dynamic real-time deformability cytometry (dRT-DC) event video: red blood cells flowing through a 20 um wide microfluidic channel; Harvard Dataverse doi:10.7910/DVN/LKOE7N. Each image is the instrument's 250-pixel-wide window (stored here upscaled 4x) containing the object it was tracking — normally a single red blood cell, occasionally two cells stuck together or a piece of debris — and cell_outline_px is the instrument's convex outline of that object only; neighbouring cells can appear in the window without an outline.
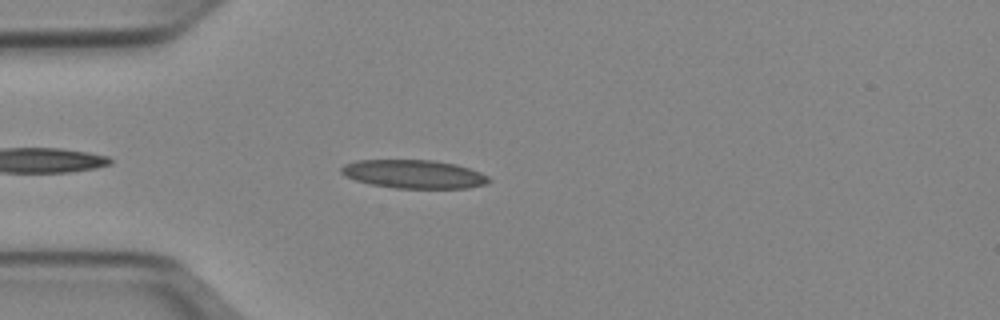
{"species": "Egyptian fruit bat (a non-hibernating species)", "species_latin": "Rousettus aegyptiacus", "temperature_condition": "cold", "stored_images_in_passage": 15, "camera_frame_rate_fps": 3000, "um_per_image_px": 0.085, "animal": {"sex": "female"}, "frame": {"image": 1, "passage_image": 4, "time_ms": 1.0, "image_size_px": [1000, 320], "cell_outline_px": [[492, 180], [488, 184], [468, 188], [396, 188], [372, 184], [356, 180], [344, 176], [340, 172], [340, 168], [344, 164], [356, 160], [432, 160], [456, 164], [480, 172], [488, 176]], "centroid_in_image_um": [35.19, 14.8], "position_along_channel_um": 49.8, "area_um2": 24.57}}
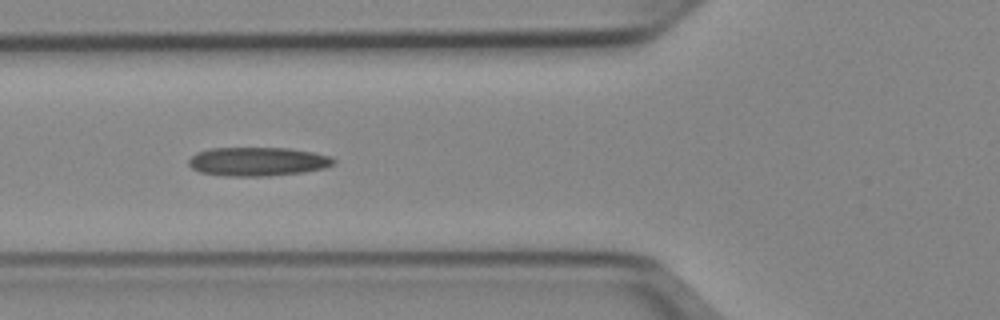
{"frame": {"image": 2, "passage_image": 9, "time_ms": 2.667, "image_size_px": [1000, 320], "cell_outline_px": [[336, 164], [324, 168], [304, 172], [268, 176], [224, 176], [200, 172], [192, 168], [188, 164], [188, 160], [196, 152], [208, 148], [288, 148], [312, 152], [332, 156], [336, 160]], "centroid_in_image_um": [21.91, 13.73], "position_along_channel_um": 103.9, "area_um2": 24.57}}
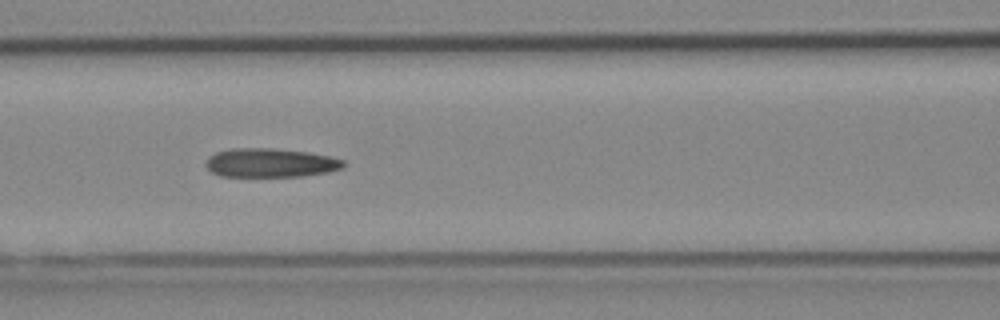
{"frame": {"image": 3, "passage_image": 12, "time_ms": 3.667, "image_size_px": [1000, 320], "cell_outline_px": [[344, 168], [328, 172], [304, 176], [220, 176], [212, 172], [204, 164], [208, 156], [216, 152], [232, 148], [272, 148], [308, 152], [332, 156], [344, 160]], "centroid_in_image_um": [23.0, 13.83], "position_along_channel_um": 143.6, "area_um2": 23.35}}